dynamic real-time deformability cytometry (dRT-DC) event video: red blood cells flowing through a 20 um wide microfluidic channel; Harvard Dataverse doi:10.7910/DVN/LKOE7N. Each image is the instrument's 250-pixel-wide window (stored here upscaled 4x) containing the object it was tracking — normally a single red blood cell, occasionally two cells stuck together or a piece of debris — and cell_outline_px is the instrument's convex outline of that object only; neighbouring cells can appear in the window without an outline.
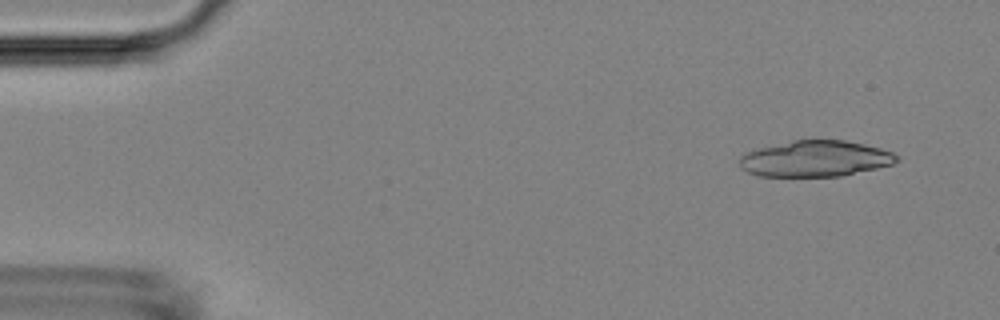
{"species": "Egyptian fruit bat (a non-hibernating species)", "species_latin": "Rousettus aegyptiacus", "temperature_condition": "room temperature", "stored_images_in_passage": 21, "camera_frame_rate_fps": 3000, "um_per_image_px": 0.085, "animal": {"sex": "female"}, "frame": {"image": 1, "passage_image": 4, "time_ms": 1.0, "image_size_px": [1000, 320], "cell_outline_px": [[900, 160], [892, 164], [876, 168], [840, 176], [760, 176], [748, 172], [740, 168], [740, 156], [744, 152], [792, 140], [844, 140], [864, 144], [880, 148], [892, 152], [900, 156]], "centroid_in_image_um": [69.3, 13.48], "position_along_channel_um": 15.7, "area_um2": 32.95}}